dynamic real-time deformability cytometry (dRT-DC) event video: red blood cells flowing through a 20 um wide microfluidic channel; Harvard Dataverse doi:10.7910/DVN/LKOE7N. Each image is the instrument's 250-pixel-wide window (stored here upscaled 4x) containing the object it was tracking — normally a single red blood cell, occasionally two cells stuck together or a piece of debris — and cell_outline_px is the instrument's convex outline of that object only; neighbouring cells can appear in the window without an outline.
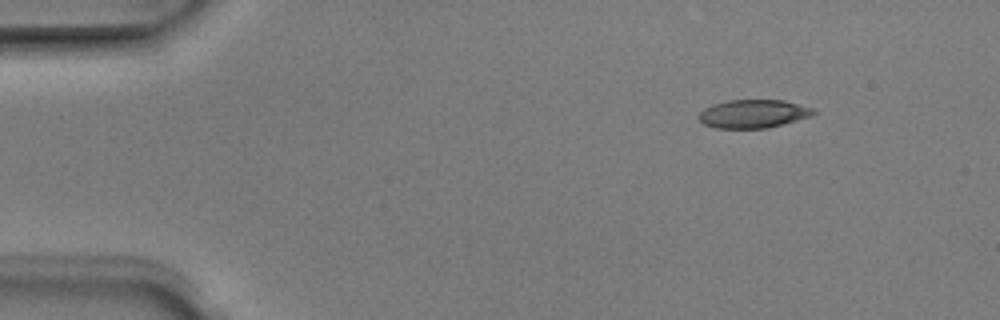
{"species": "Egyptian fruit bat (a non-hibernating species)", "species_latin": "Rousettus aegyptiacus", "temperature_condition": "room temperature", "stored_images_in_passage": 4, "camera_frame_rate_fps": 3000, "um_per_image_px": 0.085, "animal": {"sex": "male"}, "frame": {"image": 1, "passage_image": 1, "time_ms": 0.0, "image_size_px": [1000, 320], "cell_outline_px": [[816, 112], [812, 116], [768, 128], [716, 128], [704, 124], [696, 116], [704, 108], [712, 104], [728, 100], [784, 100], [812, 108]], "centroid_in_image_um": [64.0, 9.67], "position_along_channel_um": 21.0, "area_um2": 18.96}}
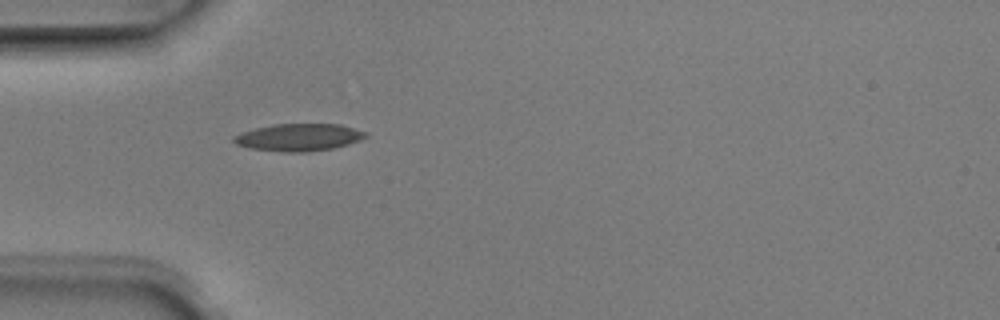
{"frame": {"image": 2, "passage_image": 3, "time_ms": 0.667, "image_size_px": [1000, 320], "cell_outline_px": [[368, 136], [360, 140], [348, 144], [332, 148], [308, 152], [280, 152], [248, 148], [236, 144], [232, 140], [232, 136], [240, 132], [272, 124], [340, 124], [368, 132]], "centroid_in_image_um": [25.37, 11.67], "position_along_channel_um": 59.6, "area_um2": 21.21}}
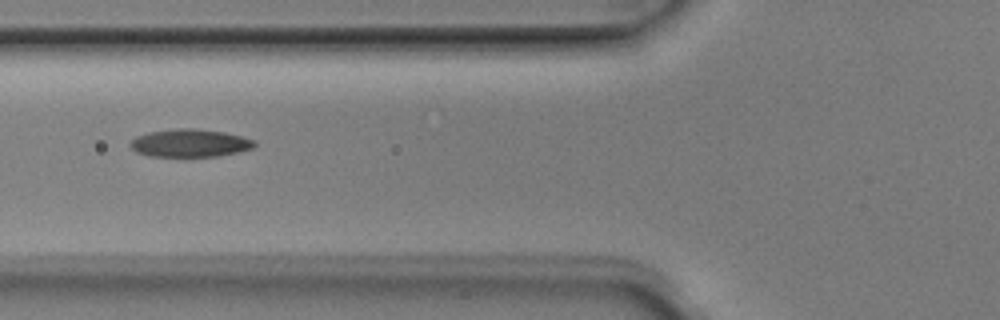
{"frame": {"image": 3, "passage_image": 4, "time_ms": 1.0, "image_size_px": [1000, 320], "cell_outline_px": [[256, 144], [252, 148], [240, 152], [220, 156], [148, 156], [136, 152], [128, 144], [136, 136], [148, 132], [180, 128], [192, 128], [224, 132], [256, 140]], "centroid_in_image_um": [16.15, 12.16], "position_along_channel_um": 109.7, "area_um2": 20.17}}